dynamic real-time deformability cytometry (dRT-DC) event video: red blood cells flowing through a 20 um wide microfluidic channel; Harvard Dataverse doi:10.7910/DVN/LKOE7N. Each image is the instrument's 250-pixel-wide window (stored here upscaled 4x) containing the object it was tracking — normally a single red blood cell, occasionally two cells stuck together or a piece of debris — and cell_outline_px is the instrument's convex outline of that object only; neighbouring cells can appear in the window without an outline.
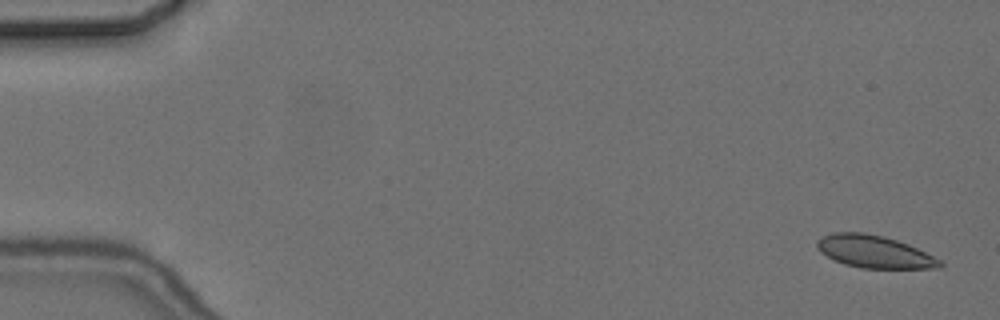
{"species": "common noctule bat (a hibernating species)", "species_latin": "Nyctalus noctula", "temperature_condition": "cold", "stored_images_in_passage": 5, "camera_frame_rate_fps": 3000, "um_per_image_px": 0.085, "animal": {"sex": "female", "body_mass_g": 24.6, "forearm_length_mm": 56.2}, "frame": {"image": 1, "passage_image": 1, "time_ms": 0.0, "image_size_px": [1000, 320], "cell_outline_px": [[944, 264], [940, 268], [860, 268], [844, 264], [820, 252], [816, 248], [816, 240], [820, 236], [832, 232], [864, 232], [884, 236], [908, 244], [944, 260]], "centroid_in_image_um": [74.32, 21.38], "position_along_channel_um": 10.7, "area_um2": 23.52}}
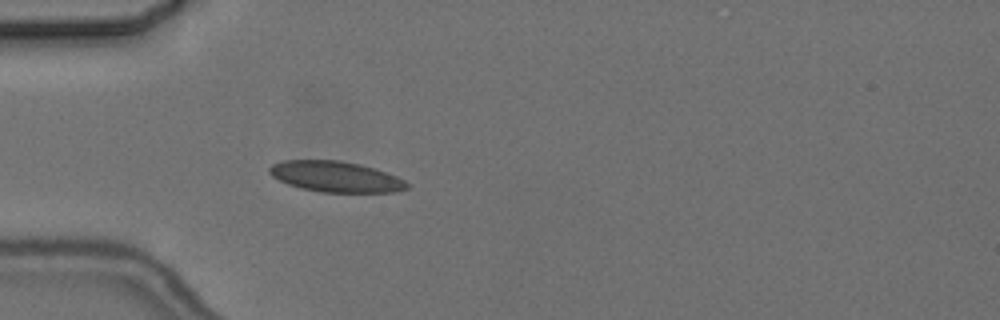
{"frame": {"image": 2, "passage_image": 5, "time_ms": 5.0, "image_size_px": [1000, 320], "cell_outline_px": [[408, 188], [396, 192], [320, 192], [300, 188], [288, 184], [272, 176], [268, 172], [268, 168], [272, 164], [284, 160], [340, 160], [360, 164], [376, 168], [396, 176], [404, 180], [408, 184]], "centroid_in_image_um": [28.53, 15.01], "position_along_channel_um": 56.5, "area_um2": 24.74}}